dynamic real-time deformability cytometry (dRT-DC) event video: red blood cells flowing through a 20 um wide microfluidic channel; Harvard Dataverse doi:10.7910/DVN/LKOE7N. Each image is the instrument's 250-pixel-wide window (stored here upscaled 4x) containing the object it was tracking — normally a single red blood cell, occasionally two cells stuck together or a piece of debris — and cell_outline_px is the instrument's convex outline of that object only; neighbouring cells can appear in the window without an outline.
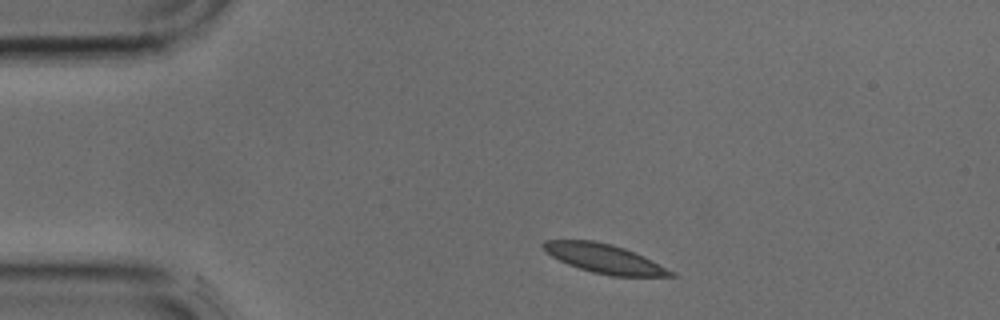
{"species": "common noctule bat (a hibernating species)", "species_latin": "Nyctalus noctula", "temperature_condition": "cold", "stored_images_in_passage": 2, "camera_frame_rate_fps": 3000, "um_per_image_px": 0.085, "animal": {"sex": "male", "body_mass_g": 17.9, "forearm_length_mm": 54.2}, "frame": {"image": 1, "passage_image": 1, "time_ms": 0.0, "image_size_px": [1000, 320], "cell_outline_px": [[676, 276], [612, 276], [592, 272], [568, 264], [544, 252], [540, 244], [544, 240], [592, 240], [612, 244], [624, 248], [644, 256], [676, 272]], "centroid_in_image_um": [51.36, 21.97], "position_along_channel_um": 33.6, "area_um2": 21.62}}